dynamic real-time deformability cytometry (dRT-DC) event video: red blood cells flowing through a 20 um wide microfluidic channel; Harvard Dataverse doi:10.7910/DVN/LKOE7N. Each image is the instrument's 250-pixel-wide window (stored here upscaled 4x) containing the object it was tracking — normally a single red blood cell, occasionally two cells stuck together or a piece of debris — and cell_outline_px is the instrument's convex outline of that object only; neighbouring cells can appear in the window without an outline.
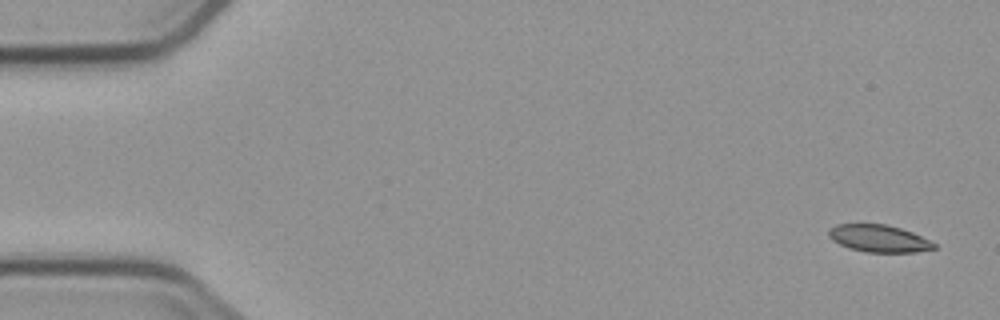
{"species": "common noctule bat (a hibernating species)", "species_latin": "Nyctalus noctula", "temperature_condition": "cold", "stored_images_in_passage": 5, "camera_frame_rate_fps": 3000, "um_per_image_px": 0.085, "animal": {"sex": "male", "body_mass_g": 23.1, "forearm_length_mm": 52.7}, "frame": {"image": 1, "passage_image": 1, "time_ms": 0.0, "image_size_px": [1000, 320], "cell_outline_px": [[936, 248], [916, 252], [868, 252], [848, 248], [832, 240], [828, 236], [828, 228], [836, 224], [884, 224], [900, 228], [912, 232], [936, 244]], "centroid_in_image_um": [74.66, 20.27], "position_along_channel_um": 10.3, "area_um2": 16.65}}
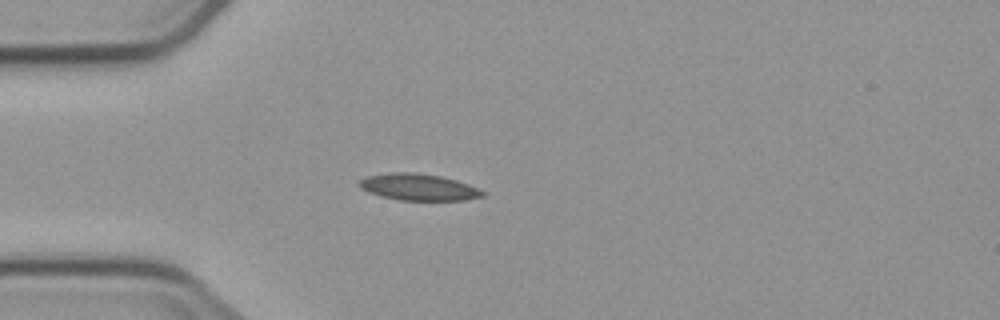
{"frame": {"image": 2, "passage_image": 5, "time_ms": 4.333, "image_size_px": [1000, 320], "cell_outline_px": [[488, 192], [484, 196], [464, 200], [400, 200], [368, 192], [360, 188], [356, 184], [360, 180], [368, 176], [392, 172], [412, 172], [440, 176], [456, 180], [480, 188]], "centroid_in_image_um": [35.61, 15.9], "position_along_channel_um": 49.4, "area_um2": 19.13}}